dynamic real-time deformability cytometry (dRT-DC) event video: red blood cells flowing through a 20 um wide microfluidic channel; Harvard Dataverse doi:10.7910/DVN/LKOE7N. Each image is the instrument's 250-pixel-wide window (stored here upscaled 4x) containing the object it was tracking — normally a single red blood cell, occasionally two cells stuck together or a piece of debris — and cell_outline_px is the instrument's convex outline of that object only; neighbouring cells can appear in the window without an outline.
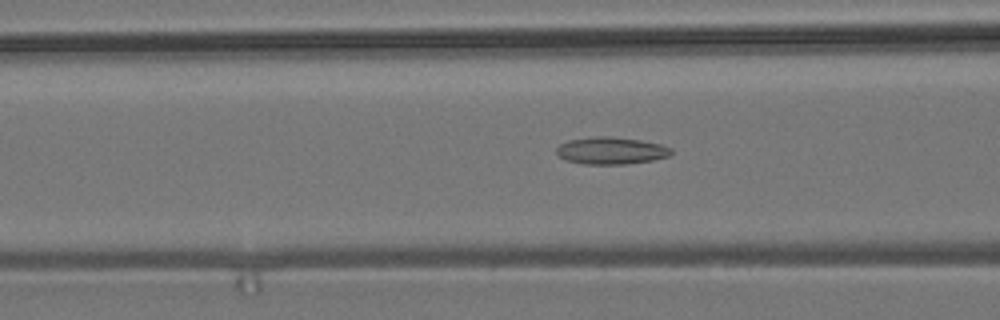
{"species": "common noctule bat (a hibernating species)", "species_latin": "Nyctalus noctula", "temperature_condition": "room temperature", "stored_images_in_passage": 50, "camera_frame_rate_fps": 3000, "um_per_image_px": 0.085, "animal": {"sex": "male", "body_mass_g": 19.2, "forearm_length_mm": 51.8}, "frame": {"image": 1, "passage_image": 17, "time_ms": 5.333, "image_size_px": [1000, 320], "cell_outline_px": [[672, 152], [668, 156], [652, 160], [624, 164], [584, 164], [568, 160], [560, 156], [556, 152], [556, 148], [560, 144], [568, 140], [596, 136], [612, 136], [640, 140], [660, 144], [672, 148]], "centroid_in_image_um": [51.94, 12.79], "position_along_channel_um": 114.7, "area_um2": 18.03}}
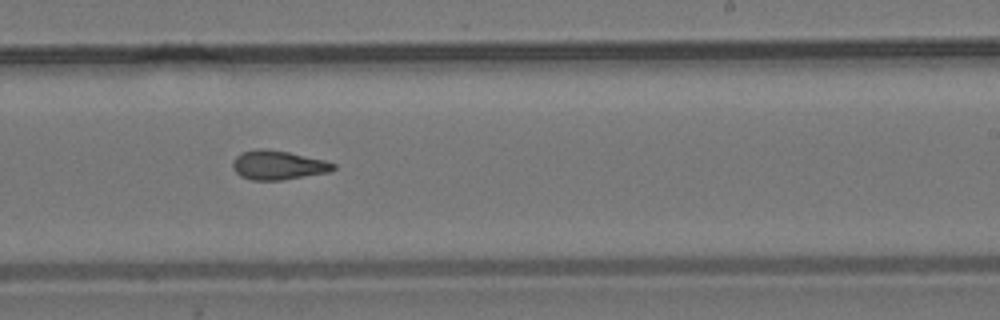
{"frame": {"image": 2, "passage_image": 29, "time_ms": 9.333, "image_size_px": [1000, 320], "cell_outline_px": [[336, 168], [332, 172], [280, 180], [252, 180], [240, 176], [232, 168], [232, 160], [240, 152], [256, 148], [264, 148], [288, 152], [324, 160], [336, 164]], "centroid_in_image_um": [23.62, 14.03], "position_along_channel_um": 265.4, "area_um2": 17.28}}
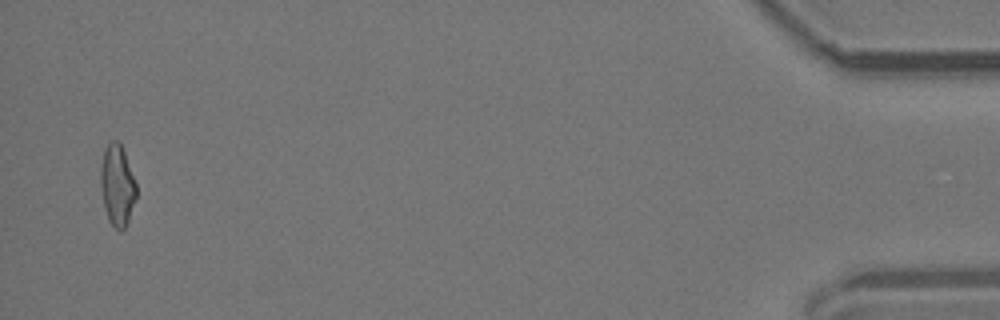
{"frame": {"image": 3, "passage_image": 49, "time_ms": 16.0, "image_size_px": [1000, 320], "cell_outline_px": [[136, 200], [128, 220], [124, 228], [120, 232], [108, 220], [104, 208], [100, 188], [100, 164], [104, 148], [112, 140], [116, 140], [120, 144], [124, 152], [136, 184]], "centroid_in_image_um": [9.94, 15.75], "position_along_channel_um": 425.3, "area_um2": 16.94}, "authors_computed_cell_mechanics": {"area_um2": 17.0221, "velocity_mm_per_s": 3.7683, "shape_relaxation_time_tau1_ms": null, "shape_relaxation_time_tau2_ms": 2.4812, "deformation_change_tau1": null, "deformation_change_tau2": 0.1041}}